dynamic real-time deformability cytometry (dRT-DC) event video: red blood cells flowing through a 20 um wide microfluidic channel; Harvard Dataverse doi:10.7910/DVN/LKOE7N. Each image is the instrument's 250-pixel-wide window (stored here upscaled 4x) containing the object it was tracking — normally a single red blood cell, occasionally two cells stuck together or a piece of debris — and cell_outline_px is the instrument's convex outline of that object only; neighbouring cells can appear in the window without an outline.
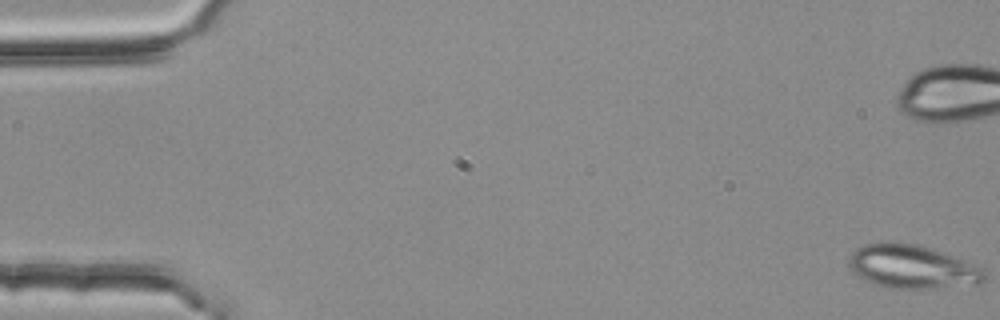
{"species": "common noctule bat (a hibernating species)", "species_latin": "Nyctalus noctula", "temperature_condition": "room temperature", "stored_images_in_passage": 30, "camera_frame_rate_fps": 3000, "um_per_image_px": 0.085, "animal": {"sex": "female", "body_mass_g": 25.1}, "frame": {"image": 1, "passage_image": 1, "time_ms": 0.0, "image_size_px": [1000, 320], "cell_outline_px": [[984, 280], [980, 284], [928, 288], [888, 288], [876, 284], [860, 276], [848, 264], [848, 260], [852, 252], [864, 244], [880, 240], [896, 240], [916, 244], [932, 248], [964, 260], [984, 268]], "centroid_in_image_um": [77.53, 22.63], "position_along_channel_um": 7.5, "area_um2": 34.51}}